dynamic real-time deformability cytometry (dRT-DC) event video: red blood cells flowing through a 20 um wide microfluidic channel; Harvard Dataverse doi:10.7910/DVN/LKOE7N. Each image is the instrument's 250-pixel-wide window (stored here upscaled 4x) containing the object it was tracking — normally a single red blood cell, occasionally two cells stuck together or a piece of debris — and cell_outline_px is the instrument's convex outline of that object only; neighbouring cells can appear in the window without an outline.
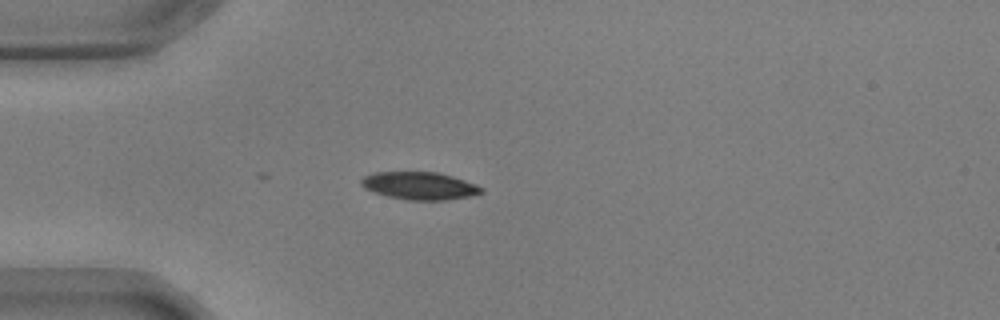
{"species": "common noctule bat (a hibernating species)", "species_latin": "Nyctalus noctula", "temperature_condition": "warm", "stored_images_in_passage": 6, "camera_frame_rate_fps": 3000, "um_per_image_px": 0.085, "animal": {"sex": "male", "body_mass_g": 17.9, "forearm_length_mm": 54.2}, "frame": {"image": 1, "passage_image": 1, "time_ms": 0.0, "image_size_px": [1000, 320], "cell_outline_px": [[484, 192], [468, 196], [444, 200], [408, 200], [388, 196], [364, 188], [360, 184], [360, 180], [364, 176], [372, 172], [436, 172], [452, 176], [476, 184], [484, 188]], "centroid_in_image_um": [35.65, 15.78], "position_along_channel_um": 49.3, "area_um2": 19.25}}
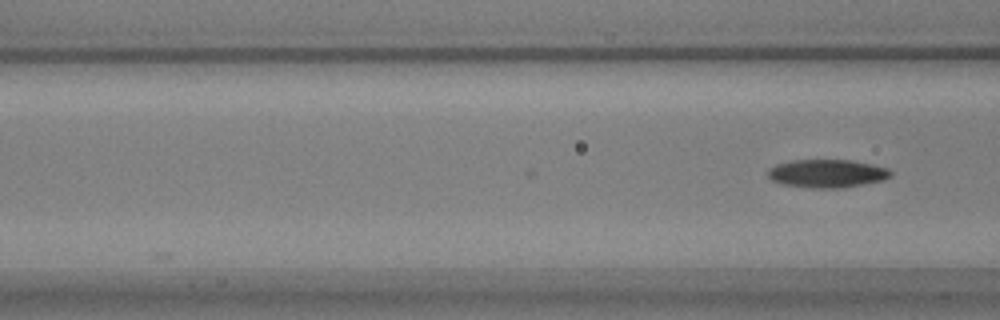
{"frame": {"image": 2, "passage_image": 6, "time_ms": 1.667, "image_size_px": [1000, 320], "cell_outline_px": [[892, 176], [884, 180], [844, 188], [812, 188], [780, 184], [772, 180], [768, 176], [768, 168], [776, 164], [792, 160], [848, 160], [872, 164], [888, 168], [892, 172]], "centroid_in_image_um": [70.3, 14.75], "position_along_channel_um": 96.3, "area_um2": 20.35}}